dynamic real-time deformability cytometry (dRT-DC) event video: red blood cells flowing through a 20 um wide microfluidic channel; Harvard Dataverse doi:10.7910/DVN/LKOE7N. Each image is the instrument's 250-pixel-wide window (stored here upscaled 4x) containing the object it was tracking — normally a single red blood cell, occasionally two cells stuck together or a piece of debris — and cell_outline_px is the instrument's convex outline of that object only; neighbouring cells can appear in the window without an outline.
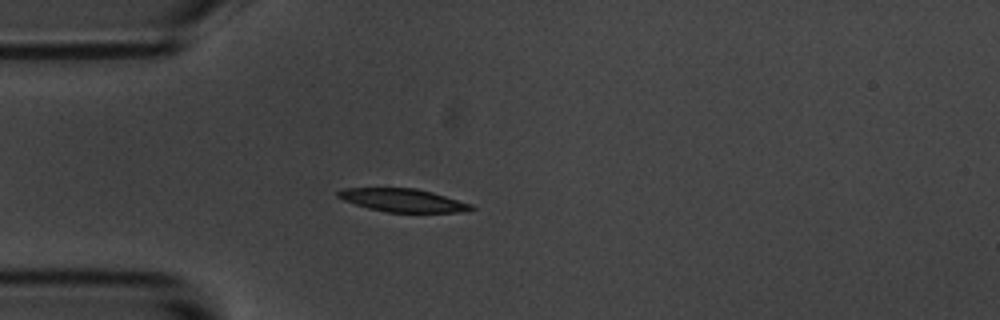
{"species": "common noctule bat (a hibernating species)", "species_latin": "Nyctalus noctula", "temperature_condition": "room temperature", "stored_images_in_passage": 5, "camera_frame_rate_fps": 3000, "um_per_image_px": 0.085, "animal": {"sex": "male", "body_mass_g": 20.1, "forearm_length_mm": 53.5}, "frame": {"image": 1, "passage_image": 4, "time_ms": 3.667, "image_size_px": [1000, 320], "cell_outline_px": [[476, 208], [468, 212], [388, 212], [368, 208], [344, 200], [336, 196], [336, 192], [344, 188], [416, 188], [432, 192], [472, 204]], "centroid_in_image_um": [34.27, 17.02], "position_along_channel_um": 50.7, "area_um2": 17.92}}